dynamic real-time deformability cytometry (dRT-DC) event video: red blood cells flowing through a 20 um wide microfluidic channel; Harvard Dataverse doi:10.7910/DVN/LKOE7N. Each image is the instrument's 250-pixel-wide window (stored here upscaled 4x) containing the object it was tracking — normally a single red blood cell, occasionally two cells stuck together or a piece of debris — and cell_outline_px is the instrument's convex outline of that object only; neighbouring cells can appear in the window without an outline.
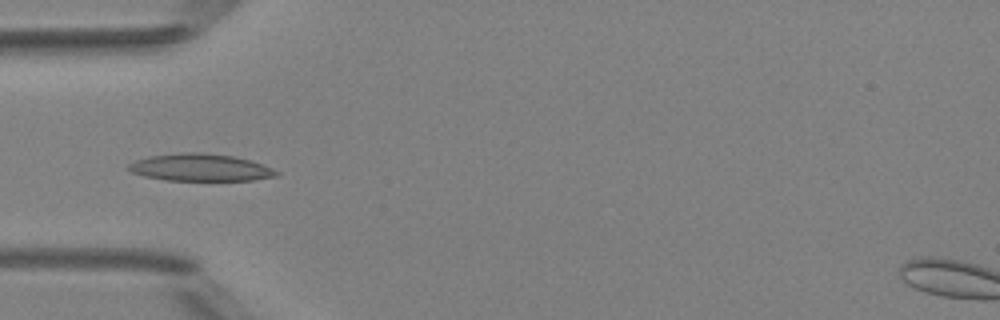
{"species": "Egyptian fruit bat (a non-hibernating species)", "species_latin": "Rousettus aegyptiacus", "temperature_condition": "room temperature", "stored_images_in_passage": 5, "camera_frame_rate_fps": 3000, "um_per_image_px": 0.085, "animal": {"sex": "female"}, "frame": {"image": 1, "passage_image": 4, "time_ms": 3.667, "image_size_px": [1000, 320], "cell_outline_px": [[280, 176], [252, 180], [164, 180], [144, 176], [132, 172], [128, 168], [128, 164], [136, 160], [148, 156], [180, 152], [200, 152], [232, 156], [248, 160], [260, 164], [280, 172]], "centroid_in_image_um": [17.01, 14.23], "position_along_channel_um": 68.0, "area_um2": 23.35}}
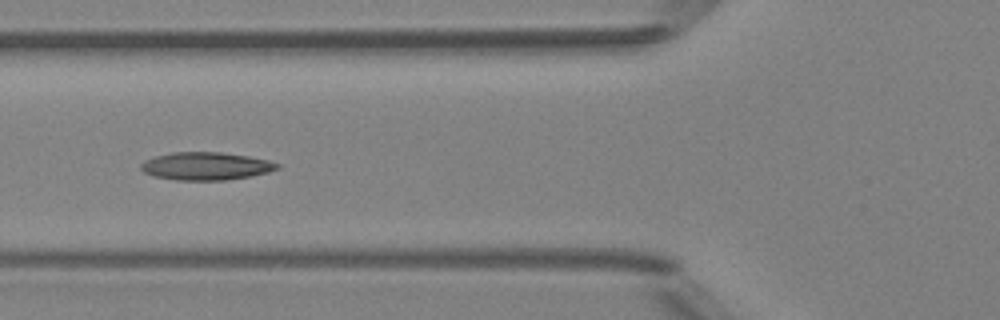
{"frame": {"image": 2, "passage_image": 5, "time_ms": 4.667, "image_size_px": [1000, 320], "cell_outline_px": [[280, 168], [268, 172], [252, 176], [224, 180], [176, 180], [156, 176], [144, 172], [140, 168], [140, 164], [144, 160], [152, 156], [172, 152], [220, 152], [248, 156], [268, 160], [280, 164]], "centroid_in_image_um": [17.49, 14.11], "position_along_channel_um": 108.3, "area_um2": 22.2}}